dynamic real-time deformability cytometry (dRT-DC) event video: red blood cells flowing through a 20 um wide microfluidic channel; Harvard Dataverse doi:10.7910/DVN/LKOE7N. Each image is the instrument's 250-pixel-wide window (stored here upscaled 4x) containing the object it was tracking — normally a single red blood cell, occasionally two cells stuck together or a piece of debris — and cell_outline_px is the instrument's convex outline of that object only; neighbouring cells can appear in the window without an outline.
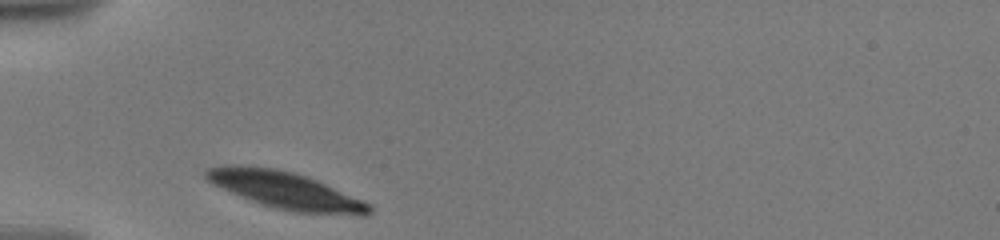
{"species": "human", "species_latin": "Homo sapiens", "temperature_condition": "warm", "stored_images_in_passage": 4, "camera_frame_rate_fps": 3000, "um_per_image_px": 0.085, "donor": {"sex": "male"}, "frame": {"image": 1, "passage_image": 1, "time_ms": 0.0, "image_size_px": [1000, 240], "cell_outline_px": [[372, 212], [368, 216], [360, 216], [292, 212], [260, 204], [212, 184], [204, 176], [204, 168], [224, 164], [232, 164], [276, 168], [292, 172], [316, 180], [372, 204]], "centroid_in_image_um": [24.27, 16.19], "position_along_channel_um": 60.7, "area_um2": 35.49}}
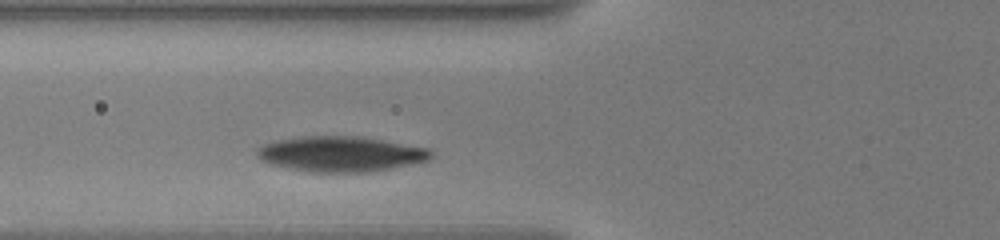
{"frame": {"image": 2, "passage_image": 4, "time_ms": 1.333, "image_size_px": [1000, 240], "cell_outline_px": [[432, 156], [428, 160], [392, 168], [368, 172], [308, 172], [268, 164], [260, 160], [256, 156], [256, 148], [264, 144], [276, 140], [300, 136], [360, 136], [428, 148], [432, 152]], "centroid_in_image_um": [28.9, 13.09], "position_along_channel_um": 96.9, "area_um2": 36.01}}